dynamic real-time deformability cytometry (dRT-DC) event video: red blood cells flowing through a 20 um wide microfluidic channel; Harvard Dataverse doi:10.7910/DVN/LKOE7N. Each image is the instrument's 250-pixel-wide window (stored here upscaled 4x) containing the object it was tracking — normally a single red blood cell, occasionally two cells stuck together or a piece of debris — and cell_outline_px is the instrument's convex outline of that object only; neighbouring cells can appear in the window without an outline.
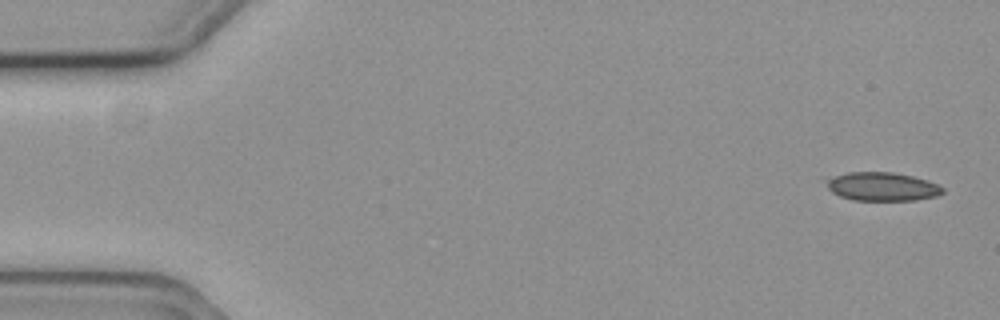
{"species": "common noctule bat (a hibernating species)", "species_latin": "Nyctalus noctula", "temperature_condition": "cold", "stored_images_in_passage": 5, "camera_frame_rate_fps": 3000, "um_per_image_px": 0.085, "animal": {"sex": "female", "body_mass_g": 19.3, "forearm_length_mm": 54.1}, "frame": {"image": 1, "passage_image": 1, "time_ms": 0.0, "image_size_px": [1000, 320], "cell_outline_px": [[944, 192], [936, 196], [916, 200], [852, 200], [840, 196], [832, 192], [828, 188], [828, 180], [836, 176], [848, 172], [892, 172], [912, 176], [928, 180], [944, 188]], "centroid_in_image_um": [75.03, 15.86], "position_along_channel_um": 10.0, "area_um2": 19.13}}
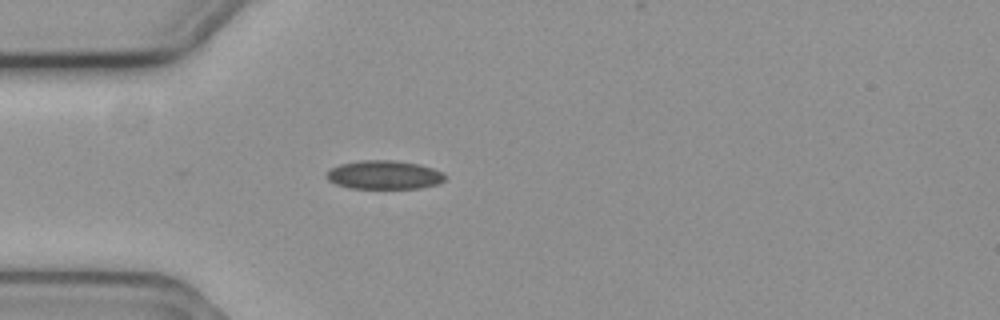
{"frame": {"image": 2, "passage_image": 5, "time_ms": 1.333, "image_size_px": [1000, 320], "cell_outline_px": [[444, 180], [440, 184], [420, 188], [348, 188], [336, 184], [328, 180], [324, 176], [328, 168], [340, 164], [360, 160], [392, 160], [420, 164], [432, 168], [440, 172], [444, 176]], "centroid_in_image_um": [32.59, 14.86], "position_along_channel_um": 52.4, "area_um2": 19.94}}